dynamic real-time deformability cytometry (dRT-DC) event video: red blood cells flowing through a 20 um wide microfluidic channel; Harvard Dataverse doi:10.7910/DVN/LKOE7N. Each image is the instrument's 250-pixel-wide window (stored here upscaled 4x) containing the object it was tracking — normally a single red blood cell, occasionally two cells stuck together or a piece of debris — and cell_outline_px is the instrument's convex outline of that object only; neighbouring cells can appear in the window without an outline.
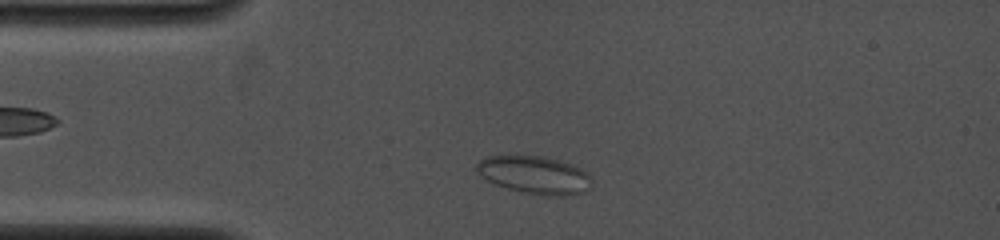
{"species": "common noctule bat (a hibernating species)", "species_latin": "Nyctalus noctula", "temperature_condition": "cold", "stored_images_in_passage": 24, "camera_frame_rate_fps": 4000, "um_per_image_px": 0.085, "animal": {"sex": "female", "body_mass_g": 19.0, "forearm_length_mm": 53.3}, "frame": {"image": 1, "passage_image": 5, "time_ms": 1.25, "image_size_px": [1000, 240], "cell_outline_px": [[592, 184], [584, 192], [564, 196], [544, 196], [520, 192], [496, 184], [488, 180], [476, 172], [476, 164], [480, 160], [488, 156], [544, 156], [572, 164], [588, 172], [592, 176]], "centroid_in_image_um": [45.48, 14.88], "position_along_channel_um": 39.5, "area_um2": 25.49}}
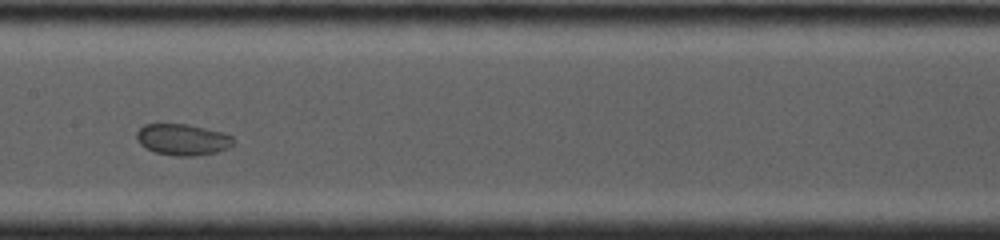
{"frame": {"image": 2, "passage_image": 14, "time_ms": 5.5, "image_size_px": [1000, 240], "cell_outline_px": [[236, 140], [228, 148], [216, 152], [192, 156], [176, 156], [156, 152], [140, 144], [136, 140], [136, 132], [144, 124], [188, 124], [220, 132], [232, 136]], "centroid_in_image_um": [15.51, 11.86], "position_along_channel_um": 191.9, "area_um2": 17.51}}
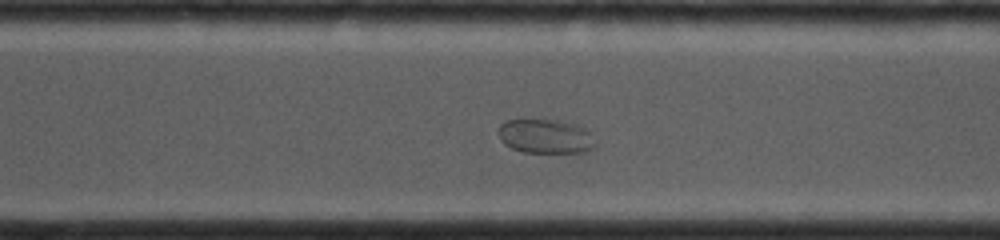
{"frame": {"image": 3, "passage_image": 23, "time_ms": 8.75, "image_size_px": [1000, 240], "cell_outline_px": [[596, 148], [588, 152], [524, 152], [512, 148], [504, 144], [500, 140], [500, 124], [508, 120], [560, 120], [576, 124], [588, 128], [596, 144]], "centroid_in_image_um": [46.44, 11.59], "position_along_channel_um": 324.2, "area_um2": 19.48}}